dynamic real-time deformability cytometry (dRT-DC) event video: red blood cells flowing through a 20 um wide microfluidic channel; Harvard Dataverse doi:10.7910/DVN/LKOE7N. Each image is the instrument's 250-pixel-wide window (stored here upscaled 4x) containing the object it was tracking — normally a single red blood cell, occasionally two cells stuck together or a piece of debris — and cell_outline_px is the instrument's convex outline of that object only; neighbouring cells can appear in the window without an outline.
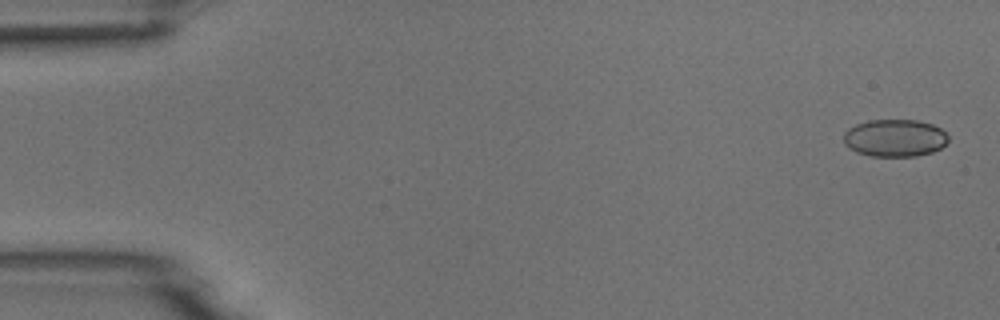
{"species": "common noctule bat (a hibernating species)", "species_latin": "Nyctalus noctula", "temperature_condition": "room temperature", "stored_images_in_passage": 6, "camera_frame_rate_fps": 3000, "um_per_image_px": 0.085, "animal": {"sex": "male", "body_mass_g": 18.8}, "frame": {"image": 1, "passage_image": 1, "time_ms": 0.0, "image_size_px": [1000, 320], "cell_outline_px": [[948, 140], [940, 148], [932, 152], [916, 156], [872, 156], [856, 152], [844, 144], [844, 132], [848, 128], [856, 124], [868, 120], [916, 120], [932, 124], [940, 128], [948, 136]], "centroid_in_image_um": [76.04, 11.72], "position_along_channel_um": 9.0, "area_um2": 22.77}}